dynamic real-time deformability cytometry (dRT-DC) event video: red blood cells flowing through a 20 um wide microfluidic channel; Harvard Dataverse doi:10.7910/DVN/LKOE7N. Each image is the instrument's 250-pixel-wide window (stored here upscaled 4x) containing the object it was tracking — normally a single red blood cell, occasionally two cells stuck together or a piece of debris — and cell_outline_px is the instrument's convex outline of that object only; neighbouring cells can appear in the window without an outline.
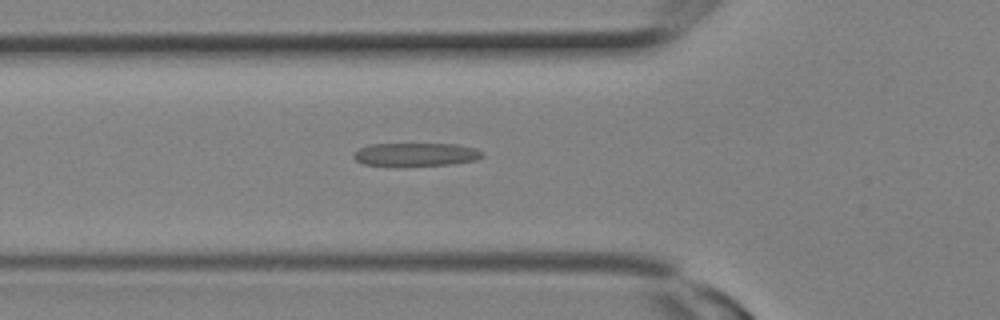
{"species": "Egyptian fruit bat (a non-hibernating species)", "species_latin": "Rousettus aegyptiacus", "temperature_condition": "room temperature", "stored_images_in_passage": 20, "segment_of_instrument_passage": [1, 2], "camera_frame_rate_fps": 3000, "um_per_image_px": 0.085, "animal": {"sex": "female"}, "frame": {"image": 1, "passage_image": 3, "time_ms": 0.667, "image_size_px": [1000, 320], "cell_outline_px": [[484, 156], [476, 160], [452, 164], [364, 164], [356, 160], [352, 156], [352, 152], [368, 144], [456, 144], [476, 148], [484, 152]], "centroid_in_image_um": [35.38, 13.09], "position_along_channel_um": 90.4, "area_um2": 16.99}}
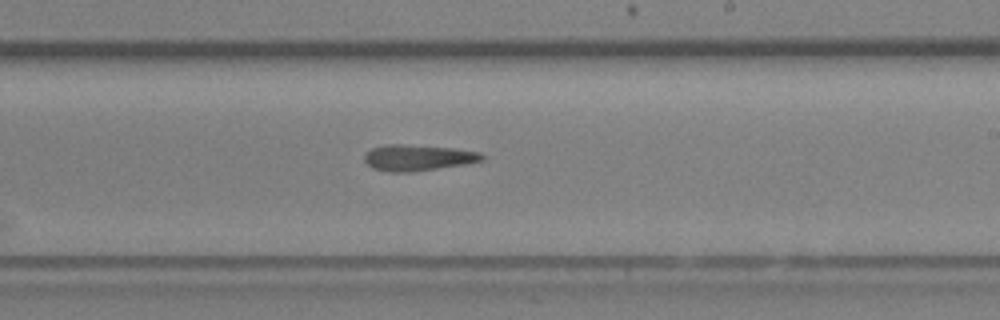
{"frame": {"image": 2, "passage_image": 9, "time_ms": 2.667, "image_size_px": [1000, 320], "cell_outline_px": [[484, 160], [468, 164], [408, 172], [388, 172], [372, 168], [364, 160], [364, 152], [372, 148], [388, 144], [404, 144], [452, 148], [480, 152], [484, 156]], "centroid_in_image_um": [35.5, 13.4], "position_along_channel_um": 253.5, "area_um2": 17.92}}
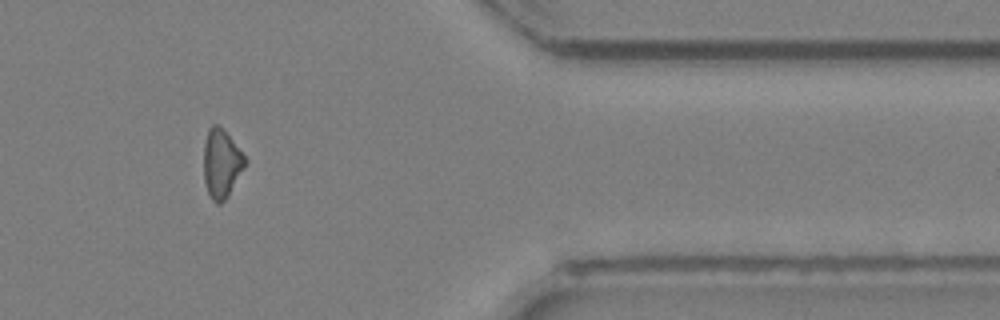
{"frame": {"image": 3, "passage_image": 15, "time_ms": 4.667, "image_size_px": [1000, 320], "cell_outline_px": [[248, 160], [244, 168], [228, 196], [220, 204], [216, 204], [212, 200], [208, 192], [204, 180], [204, 144], [208, 128], [212, 124], [216, 124], [232, 140]], "centroid_in_image_um": [18.82, 13.92], "position_along_channel_um": 392.6, "area_um2": 16.36}}